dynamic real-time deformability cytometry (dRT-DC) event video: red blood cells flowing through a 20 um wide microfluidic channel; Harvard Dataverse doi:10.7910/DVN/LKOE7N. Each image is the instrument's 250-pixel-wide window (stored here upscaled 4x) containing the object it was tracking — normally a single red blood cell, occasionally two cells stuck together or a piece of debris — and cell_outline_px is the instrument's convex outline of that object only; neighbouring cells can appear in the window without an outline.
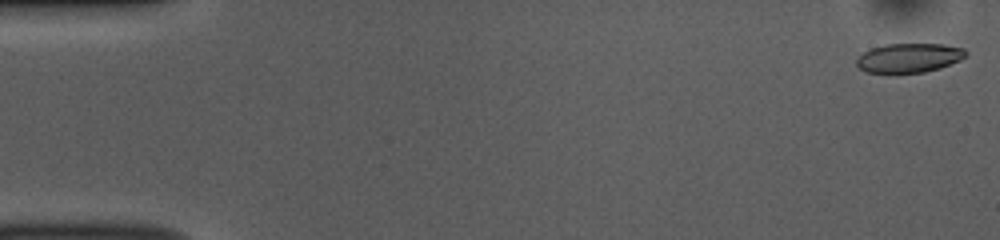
{"species": "common noctule bat (a hibernating species)", "species_latin": "Nyctalus noctula", "temperature_condition": "room temperature", "stored_images_in_passage": 52, "camera_frame_rate_fps": 3000, "um_per_image_px": 0.085, "animal": {"sex": "female", "body_mass_g": 10.0, "forearm_length_mm": 53.1}, "frame": {"image": 1, "passage_image": 1, "time_ms": 0.0, "image_size_px": [1000, 240], "cell_outline_px": [[968, 52], [960, 60], [940, 68], [924, 72], [864, 72], [856, 64], [856, 60], [864, 52], [872, 48], [884, 44], [944, 44], [964, 48]], "centroid_in_image_um": [77.28, 4.91], "position_along_channel_um": 7.7, "area_um2": 18.44}}
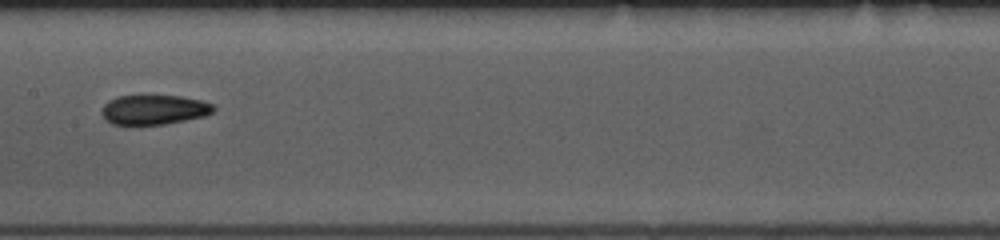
{"frame": {"image": 2, "passage_image": 26, "time_ms": 8.333, "image_size_px": [1000, 240], "cell_outline_px": [[216, 108], [212, 112], [204, 116], [164, 124], [112, 124], [104, 120], [100, 112], [104, 104], [108, 100], [120, 96], [180, 96], [200, 100], [212, 104]], "centroid_in_image_um": [13.05, 9.32], "position_along_channel_um": 194.3, "area_um2": 19.19}}
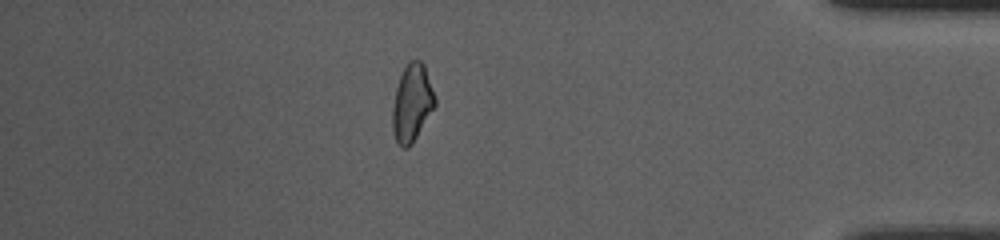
{"frame": {"image": 3, "passage_image": 45, "time_ms": 14.667, "image_size_px": [1000, 240], "cell_outline_px": [[436, 104], [412, 144], [408, 148], [400, 148], [396, 140], [392, 128], [392, 108], [396, 88], [400, 76], [408, 60], [420, 60], [424, 64], [436, 100]], "centroid_in_image_um": [35.0, 8.76], "position_along_channel_um": 400.2, "area_um2": 19.07}, "authors_computed_cell_mechanics": {"area_um2": 19.5653, "velocity_mm_per_s": 3.8548, "shape_relaxation_time_tau1_ms": 7.9361, "shape_relaxation_time_tau2_ms": 3.3452, "deformation_change_tau1": 0.1592, "deformation_change_tau2": 0.0885}}